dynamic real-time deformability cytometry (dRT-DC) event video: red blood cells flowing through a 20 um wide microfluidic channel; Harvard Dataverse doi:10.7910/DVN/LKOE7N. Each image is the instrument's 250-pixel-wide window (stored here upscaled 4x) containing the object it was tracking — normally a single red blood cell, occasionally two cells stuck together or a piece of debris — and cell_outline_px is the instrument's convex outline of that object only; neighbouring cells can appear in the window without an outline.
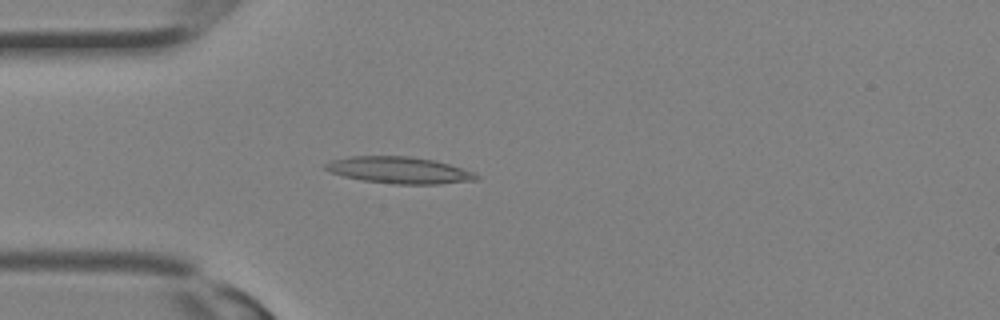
{"species": "Egyptian fruit bat (a non-hibernating species)", "species_latin": "Rousettus aegyptiacus", "temperature_condition": "room temperature", "stored_images_in_passage": 31, "camera_frame_rate_fps": 3000, "um_per_image_px": 0.085, "animal": {"sex": "female"}, "frame": {"image": 1, "passage_image": 9, "time_ms": 2.667, "image_size_px": [1000, 320], "cell_outline_px": [[480, 176], [476, 180], [440, 184], [392, 184], [364, 180], [344, 176], [332, 172], [324, 168], [324, 164], [332, 160], [352, 156], [408, 156], [432, 160], [448, 164], [476, 172]], "centroid_in_image_um": [33.97, 14.47], "position_along_channel_um": 51.0, "area_um2": 23.29}}
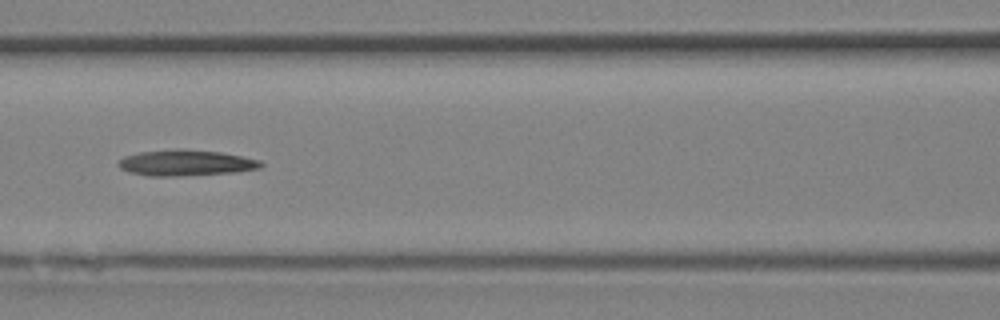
{"frame": {"image": 2, "passage_image": 14, "time_ms": 4.333, "image_size_px": [1000, 320], "cell_outline_px": [[264, 164], [260, 168], [236, 172], [176, 176], [148, 176], [128, 172], [120, 168], [116, 164], [124, 156], [140, 152], [176, 148], [184, 148], [220, 152], [260, 160]], "centroid_in_image_um": [15.77, 13.83], "position_along_channel_um": 150.8, "area_um2": 21.68}}
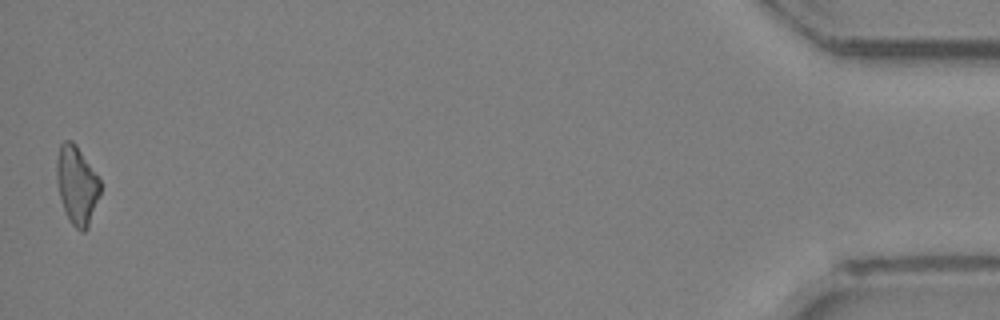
{"frame": {"image": 3, "passage_image": 31, "time_ms": 10.0, "image_size_px": [1000, 320], "cell_outline_px": [[100, 196], [88, 228], [84, 232], [80, 232], [72, 224], [64, 208], [60, 196], [56, 176], [56, 160], [60, 144], [64, 140], [72, 140], [76, 144], [100, 180]], "centroid_in_image_um": [6.54, 15.73], "position_along_channel_um": 428.7, "area_um2": 19.83}}